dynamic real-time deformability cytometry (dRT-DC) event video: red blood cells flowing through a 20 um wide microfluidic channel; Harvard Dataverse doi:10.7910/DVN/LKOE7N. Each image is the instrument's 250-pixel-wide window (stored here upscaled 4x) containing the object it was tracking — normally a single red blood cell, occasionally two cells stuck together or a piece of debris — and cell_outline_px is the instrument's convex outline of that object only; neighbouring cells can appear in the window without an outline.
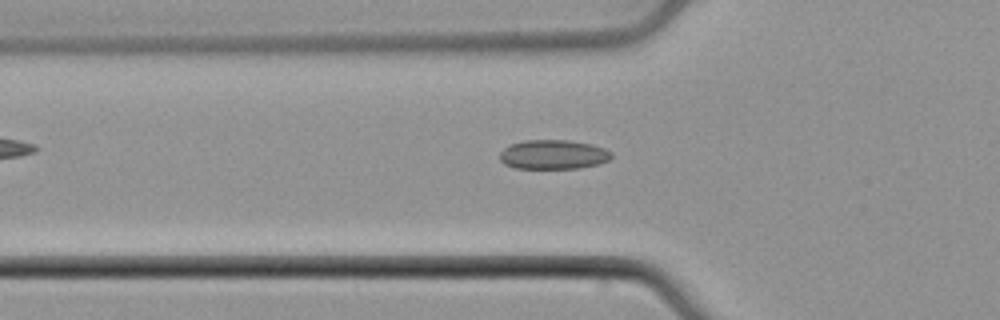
{"species": "common noctule bat (a hibernating species)", "species_latin": "Nyctalus noctula", "temperature_condition": "cold", "stored_images_in_passage": 34, "camera_frame_rate_fps": 3000, "um_per_image_px": 0.085, "animal": {"sex": "male", "body_mass_g": 21.5, "forearm_length_mm": 52.0}, "frame": {"image": 1, "passage_image": 2, "time_ms": 0.333, "image_size_px": [1000, 320], "cell_outline_px": [[612, 156], [608, 160], [600, 164], [580, 168], [516, 168], [504, 164], [500, 160], [500, 152], [508, 144], [524, 140], [568, 140], [592, 144], [604, 148], [612, 152]], "centroid_in_image_um": [47.02, 13.13], "position_along_channel_um": 78.8, "area_um2": 19.25}}
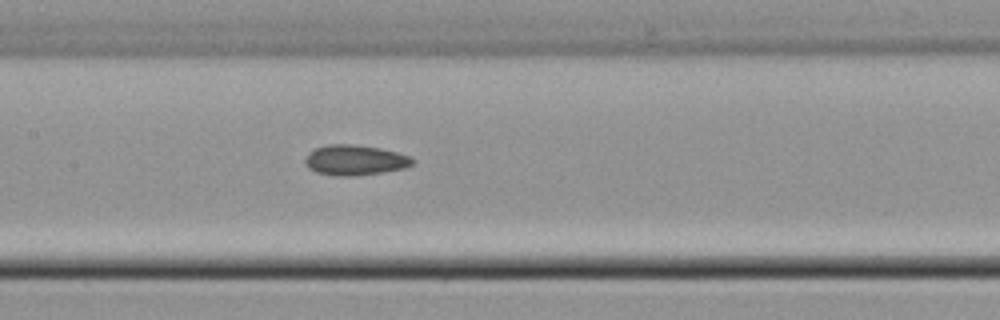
{"frame": {"image": 2, "passage_image": 9, "time_ms": 2.667, "image_size_px": [1000, 320], "cell_outline_px": [[416, 160], [408, 168], [356, 176], [336, 176], [316, 172], [308, 168], [304, 160], [308, 152], [316, 148], [328, 144], [352, 144], [380, 148], [396, 152], [408, 156]], "centroid_in_image_um": [30.17, 13.61], "position_along_channel_um": 177.2, "area_um2": 19.07}}
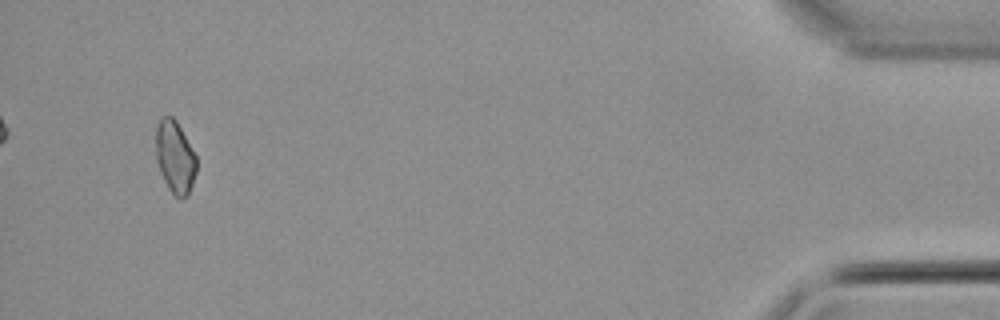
{"frame": {"image": 3, "passage_image": 32, "time_ms": 10.333, "image_size_px": [1000, 320], "cell_outline_px": [[196, 172], [188, 196], [180, 200], [168, 188], [160, 172], [156, 160], [156, 128], [160, 116], [172, 116], [176, 120], [196, 156]], "centroid_in_image_um": [14.86, 13.35], "position_along_channel_um": 420.3, "area_um2": 17.17}}